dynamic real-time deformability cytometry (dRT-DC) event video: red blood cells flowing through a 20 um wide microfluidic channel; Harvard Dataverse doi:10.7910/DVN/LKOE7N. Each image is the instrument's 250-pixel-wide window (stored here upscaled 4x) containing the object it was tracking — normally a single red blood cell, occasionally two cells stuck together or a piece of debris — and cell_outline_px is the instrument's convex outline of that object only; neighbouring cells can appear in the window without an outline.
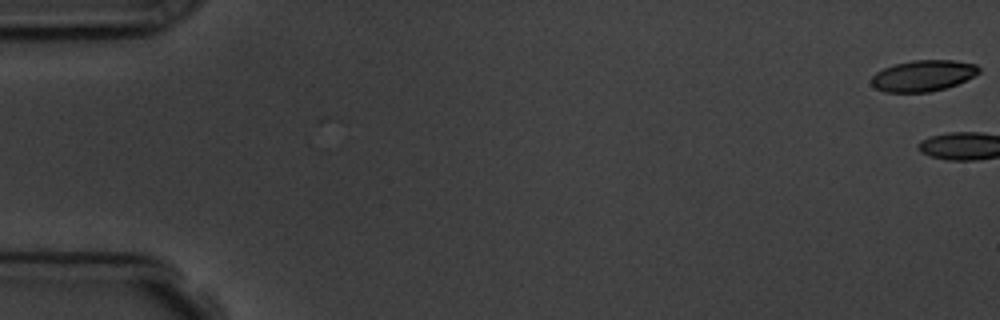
{"species": "common noctule bat (a hibernating species)", "species_latin": "Nyctalus noctula", "temperature_condition": "room temperature", "stored_images_in_passage": 6, "camera_frame_rate_fps": 3000, "um_per_image_px": 0.085, "animal": {"sex": "male", "body_mass_g": 19.5, "forearm_length_mm": 54.6}, "frame": {"image": 1, "passage_image": 1, "time_ms": 0.0, "image_size_px": [1000, 320], "cell_outline_px": [[980, 72], [956, 84], [944, 88], [928, 92], [884, 92], [876, 88], [872, 84], [872, 76], [876, 72], [884, 68], [896, 64], [912, 60], [952, 60], [976, 64], [980, 68]], "centroid_in_image_um": [78.45, 6.43], "position_along_channel_um": 6.5, "area_um2": 19.25}}